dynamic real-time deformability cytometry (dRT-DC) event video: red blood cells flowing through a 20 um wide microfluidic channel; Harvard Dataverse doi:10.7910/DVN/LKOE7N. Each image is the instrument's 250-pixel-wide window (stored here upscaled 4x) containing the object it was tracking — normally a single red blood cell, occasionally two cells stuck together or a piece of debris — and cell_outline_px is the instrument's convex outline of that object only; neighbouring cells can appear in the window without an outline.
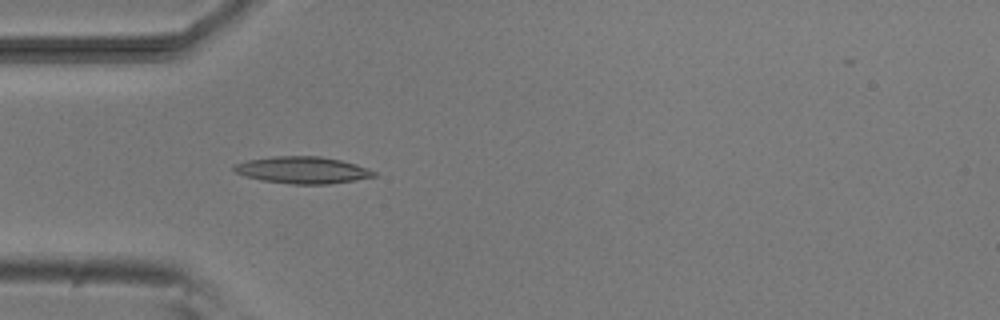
{"species": "common noctule bat (a hibernating species)", "species_latin": "Nyctalus noctula", "temperature_condition": "room temperature", "stored_images_in_passage": 4, "camera_frame_rate_fps": 3000, "um_per_image_px": 0.085, "animal": {"sex": "male", "body_mass_g": 20.5, "forearm_length_mm": 52.5}, "frame": {"image": 1, "passage_image": 4, "time_ms": 4.333, "image_size_px": [1000, 320], "cell_outline_px": [[376, 176], [328, 184], [292, 184], [260, 180], [244, 176], [236, 172], [232, 168], [236, 164], [248, 160], [272, 156], [320, 156], [340, 160], [356, 164], [376, 172]], "centroid_in_image_um": [25.69, 14.45], "position_along_channel_um": 59.3, "area_um2": 21.73}}